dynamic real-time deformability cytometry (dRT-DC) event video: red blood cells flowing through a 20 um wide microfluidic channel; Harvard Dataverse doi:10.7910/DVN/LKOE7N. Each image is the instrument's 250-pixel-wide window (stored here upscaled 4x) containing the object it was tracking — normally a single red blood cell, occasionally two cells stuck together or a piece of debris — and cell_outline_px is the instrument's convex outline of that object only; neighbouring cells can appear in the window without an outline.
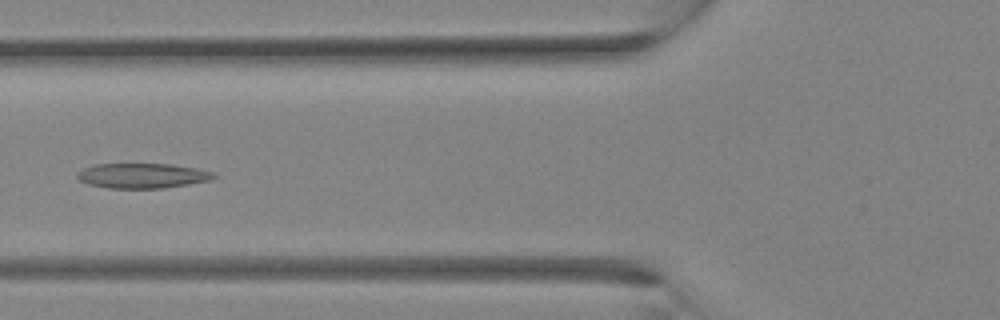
{"species": "Egyptian fruit bat (a non-hibernating species)", "species_latin": "Rousettus aegyptiacus", "temperature_condition": "room temperature", "stored_images_in_passage": 32, "camera_frame_rate_fps": 3000, "um_per_image_px": 0.085, "animal": {"sex": "female"}, "frame": {"image": 1, "passage_image": 12, "time_ms": 3.667, "image_size_px": [1000, 320], "cell_outline_px": [[216, 176], [212, 180], [164, 188], [108, 188], [88, 184], [80, 180], [76, 176], [76, 172], [84, 168], [96, 164], [172, 164], [196, 168], [212, 172]], "centroid_in_image_um": [12.09, 14.93], "position_along_channel_um": 113.7, "area_um2": 19.83}}
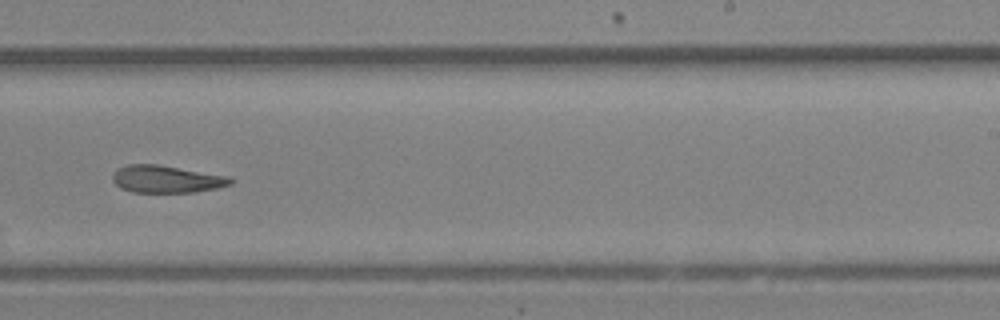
{"frame": {"image": 2, "passage_image": 20, "time_ms": 6.333, "image_size_px": [1000, 320], "cell_outline_px": [[236, 180], [232, 184], [216, 188], [196, 192], [132, 192], [120, 188], [112, 180], [112, 172], [116, 168], [128, 164], [156, 164], [228, 176]], "centroid_in_image_um": [14.12, 15.22], "position_along_channel_um": 274.9, "area_um2": 18.9}}
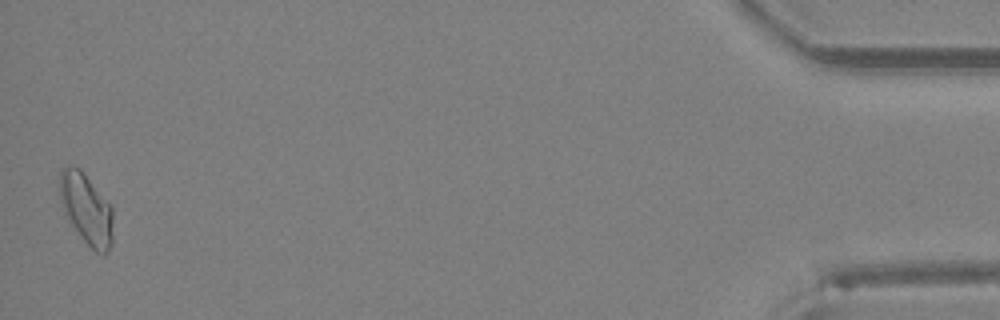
{"frame": {"image": 3, "passage_image": 32, "time_ms": 10.333, "image_size_px": [1000, 320], "cell_outline_px": [[112, 244], [108, 252], [104, 256], [96, 252], [80, 236], [64, 212], [60, 200], [60, 168], [64, 164], [68, 164], [80, 168], [84, 172], [112, 208]], "centroid_in_image_um": [7.33, 17.74], "position_along_channel_um": 427.9, "area_um2": 21.96}}